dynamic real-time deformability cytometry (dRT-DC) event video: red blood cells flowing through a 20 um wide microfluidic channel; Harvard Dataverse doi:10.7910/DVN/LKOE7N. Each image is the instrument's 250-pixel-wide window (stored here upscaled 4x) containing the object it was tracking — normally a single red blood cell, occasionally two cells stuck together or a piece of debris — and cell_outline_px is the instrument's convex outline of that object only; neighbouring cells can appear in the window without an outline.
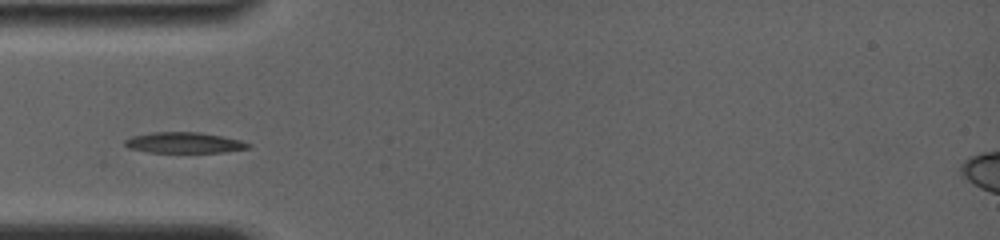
{"species": "common noctule bat (a hibernating species)", "species_latin": "Nyctalus noctula", "temperature_condition": "room temperature", "stored_images_in_passage": 67, "camera_frame_rate_fps": 4000, "um_per_image_px": 0.085, "animal": {"sex": "female", "body_mass_g": 19.0, "forearm_length_mm": 56.7}, "frame": {"image": 1, "passage_image": 1, "time_ms": 0.0, "image_size_px": [1000, 240], "cell_outline_px": [[252, 148], [224, 152], [148, 152], [128, 148], [124, 144], [124, 140], [132, 136], [152, 132], [200, 132], [240, 140], [252, 144]], "centroid_in_image_um": [15.66, 12.13], "position_along_channel_um": 69.3, "area_um2": 14.97}}
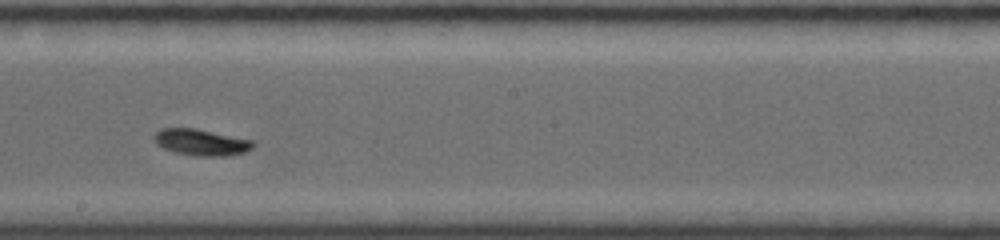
{"frame": {"image": 2, "passage_image": 29, "time_ms": 4.25, "image_size_px": [1000, 240], "cell_outline_px": [[256, 144], [252, 148], [244, 152], [224, 156], [200, 156], [176, 152], [164, 148], [156, 144], [152, 140], [152, 136], [160, 128], [196, 128], [252, 140]], "centroid_in_image_um": [17.07, 12.08], "position_along_channel_um": 231.1, "area_um2": 15.2}}
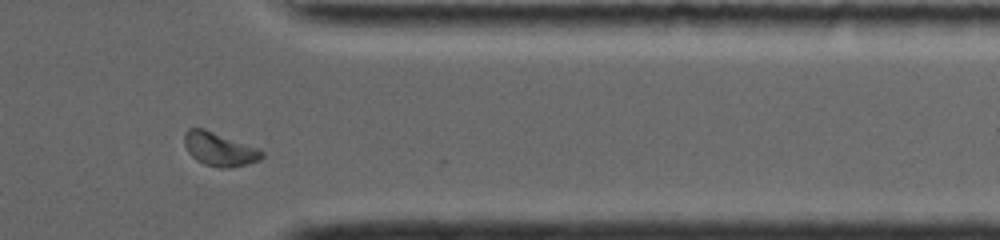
{"frame": {"image": 3, "passage_image": 56, "time_ms": 8.5, "image_size_px": [1000, 240], "cell_outline_px": [[264, 156], [260, 160], [248, 164], [228, 168], [220, 168], [204, 164], [196, 160], [188, 152], [184, 144], [184, 132], [188, 128], [204, 128], [260, 148], [264, 152]], "centroid_in_image_um": [18.67, 12.67], "position_along_channel_um": 392.7, "area_um2": 15.43}}